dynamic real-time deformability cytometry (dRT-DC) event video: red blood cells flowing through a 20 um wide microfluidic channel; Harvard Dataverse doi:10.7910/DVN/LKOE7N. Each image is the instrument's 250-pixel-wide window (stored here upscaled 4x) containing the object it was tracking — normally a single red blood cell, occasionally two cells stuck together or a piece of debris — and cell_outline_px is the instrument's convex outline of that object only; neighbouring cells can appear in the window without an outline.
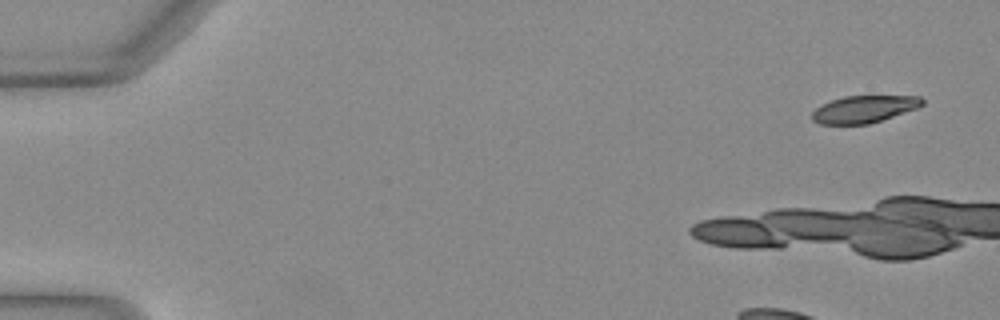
{"species": "Egyptian fruit bat (a non-hibernating species)", "species_latin": "Rousettus aegyptiacus", "temperature_condition": "warm", "stored_images_in_passage": 15, "camera_frame_rate_fps": 3000, "um_per_image_px": 0.085, "animal": {"sex": "female"}, "frame": {"image": 1, "passage_image": 3, "time_ms": 0.667, "image_size_px": [1000, 320], "cell_outline_px": [[924, 104], [916, 108], [868, 124], [820, 124], [812, 120], [812, 112], [820, 104], [844, 96], [920, 96], [924, 100]], "centroid_in_image_um": [73.41, 9.27], "position_along_channel_um": 11.6, "area_um2": 17.28}}